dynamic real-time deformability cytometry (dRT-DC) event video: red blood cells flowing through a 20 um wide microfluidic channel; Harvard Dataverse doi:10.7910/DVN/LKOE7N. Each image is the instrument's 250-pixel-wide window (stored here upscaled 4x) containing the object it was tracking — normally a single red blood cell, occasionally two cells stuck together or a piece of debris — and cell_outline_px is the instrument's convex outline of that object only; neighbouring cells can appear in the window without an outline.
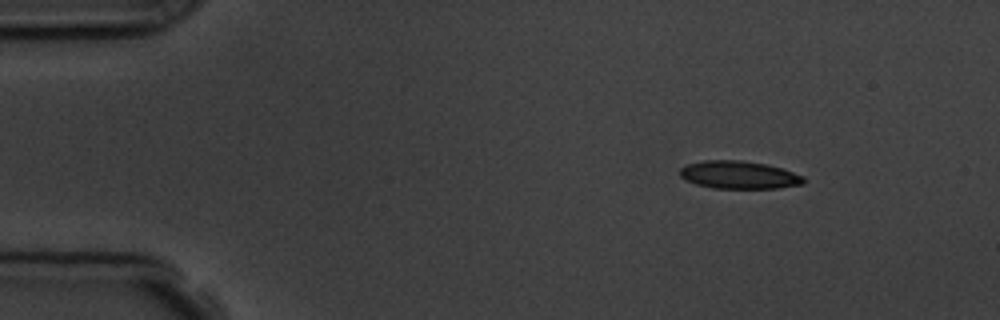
{"species": "common noctule bat (a hibernating species)", "species_latin": "Nyctalus noctula", "temperature_condition": "room temperature", "stored_images_in_passage": 4, "camera_frame_rate_fps": 3000, "um_per_image_px": 0.085, "animal": {"sex": "male", "body_mass_g": 19.5, "forearm_length_mm": 54.6}, "frame": {"image": 1, "passage_image": 2, "time_ms": 1.0, "image_size_px": [1000, 320], "cell_outline_px": [[804, 184], [776, 188], [712, 188], [696, 184], [680, 176], [680, 168], [688, 164], [704, 160], [740, 160], [768, 164], [804, 176]], "centroid_in_image_um": [62.82, 14.86], "position_along_channel_um": 22.2, "area_um2": 19.94}}